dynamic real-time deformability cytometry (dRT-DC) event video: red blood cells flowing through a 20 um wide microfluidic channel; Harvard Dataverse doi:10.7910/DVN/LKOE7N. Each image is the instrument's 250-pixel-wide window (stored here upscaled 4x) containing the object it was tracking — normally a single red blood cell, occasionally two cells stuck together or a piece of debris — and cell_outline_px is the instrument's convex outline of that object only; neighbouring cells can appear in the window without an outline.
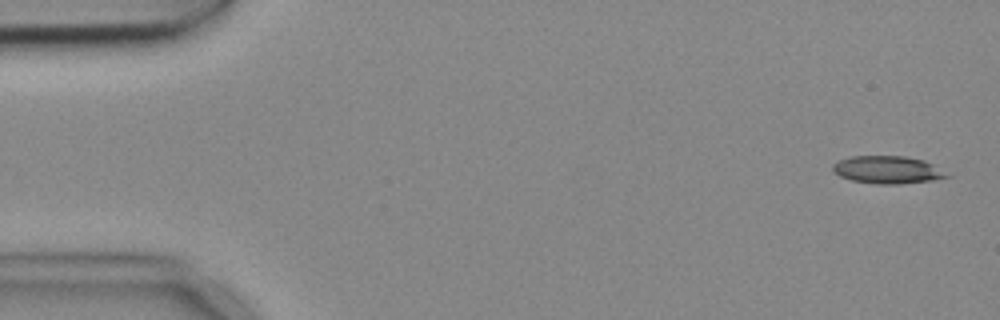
{"species": "common noctule bat (a hibernating species)", "species_latin": "Nyctalus noctula", "temperature_condition": "cold", "stored_images_in_passage": 4, "camera_frame_rate_fps": 3000, "um_per_image_px": 0.085, "animal": {"sex": "female", "body_mass_g": 18.4}, "frame": {"image": 1, "passage_image": 1, "time_ms": 0.0, "image_size_px": [1000, 320], "cell_outline_px": [[952, 176], [932, 180], [900, 184], [876, 184], [852, 180], [840, 176], [832, 172], [832, 164], [836, 160], [852, 156], [904, 156], [924, 160], [932, 164]], "centroid_in_image_um": [75.4, 14.43], "position_along_channel_um": 9.6, "area_um2": 18.44}}